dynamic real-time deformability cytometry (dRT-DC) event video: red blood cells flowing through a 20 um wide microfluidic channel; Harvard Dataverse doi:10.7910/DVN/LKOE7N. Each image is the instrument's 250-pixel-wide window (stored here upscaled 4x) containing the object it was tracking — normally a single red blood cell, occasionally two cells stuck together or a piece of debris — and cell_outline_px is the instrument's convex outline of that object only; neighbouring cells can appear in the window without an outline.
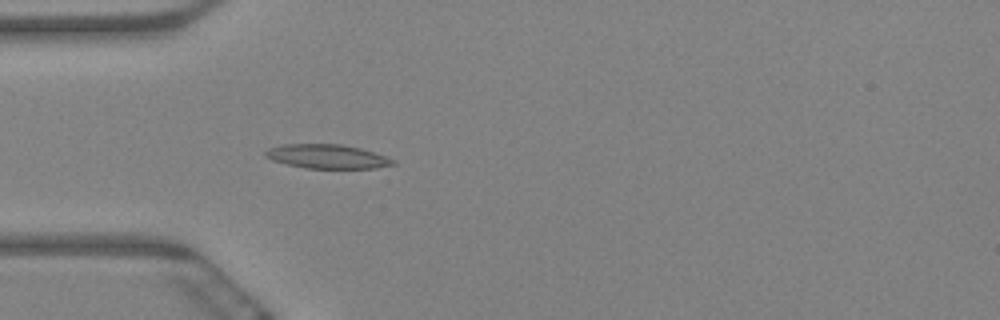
{"species": "Egyptian fruit bat (a non-hibernating species)", "species_latin": "Rousettus aegyptiacus", "temperature_condition": "warm", "stored_images_in_passage": 50, "camera_frame_rate_fps": 3000, "um_per_image_px": 0.085, "animal": {"sex": "female"}, "frame": {"image": 1, "passage_image": 7, "time_ms": 2.0, "image_size_px": [1000, 320], "cell_outline_px": [[396, 164], [376, 168], [304, 168], [272, 160], [264, 156], [264, 152], [268, 148], [284, 144], [340, 144], [360, 148], [396, 160]], "centroid_in_image_um": [27.79, 13.3], "position_along_channel_um": 57.2, "area_um2": 17.8}}
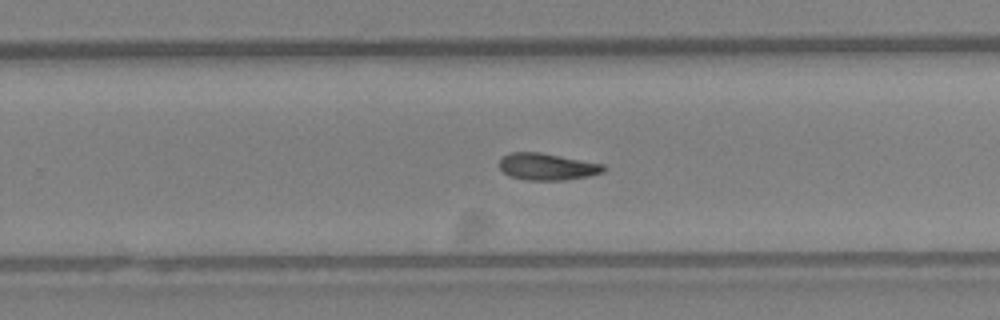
{"frame": {"image": 2, "passage_image": 28, "time_ms": 9.0, "image_size_px": [1000, 320], "cell_outline_px": [[608, 168], [604, 172], [588, 176], [564, 180], [528, 180], [508, 176], [500, 168], [500, 156], [508, 152], [540, 152], [604, 164]], "centroid_in_image_um": [46.5, 14.16], "position_along_channel_um": 283.3, "area_um2": 16.47}}
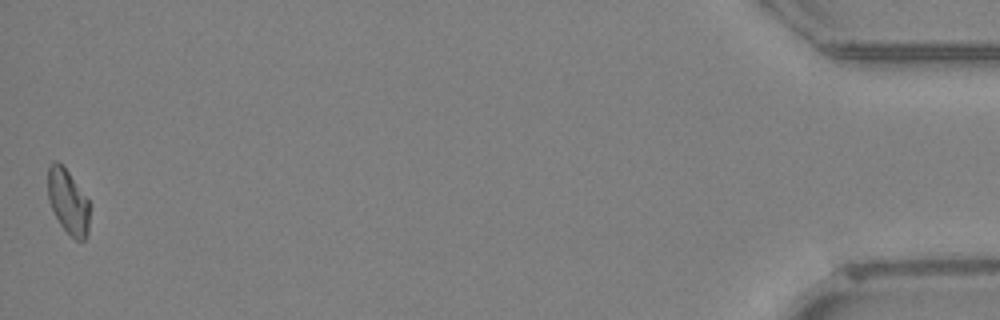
{"frame": {"image": 3, "passage_image": 50, "time_ms": 16.333, "image_size_px": [1000, 320], "cell_outline_px": [[88, 236], [84, 240], [76, 240], [60, 224], [48, 200], [48, 168], [56, 160], [64, 164], [88, 200]], "centroid_in_image_um": [5.78, 17.1], "position_along_channel_um": 429.4, "area_um2": 15.55}}